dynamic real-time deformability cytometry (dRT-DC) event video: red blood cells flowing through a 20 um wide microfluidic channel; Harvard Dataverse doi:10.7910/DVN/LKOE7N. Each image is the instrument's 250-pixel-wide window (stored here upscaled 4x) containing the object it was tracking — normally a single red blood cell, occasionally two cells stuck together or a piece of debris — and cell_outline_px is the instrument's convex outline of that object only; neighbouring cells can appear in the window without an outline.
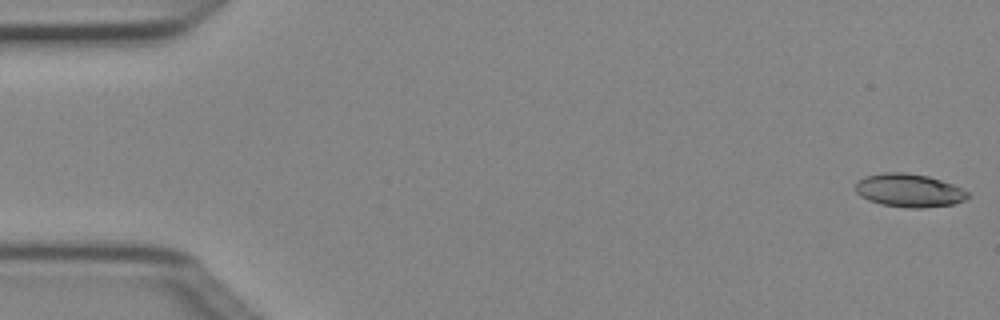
{"species": "Egyptian fruit bat (a non-hibernating species)", "species_latin": "Rousettus aegyptiacus", "temperature_condition": "cold", "stored_images_in_passage": 6, "camera_frame_rate_fps": 3000, "um_per_image_px": 0.085, "animal": {"sex": "female"}, "frame": {"image": 1, "passage_image": 1, "time_ms": 0.0, "image_size_px": [1000, 320], "cell_outline_px": [[972, 196], [956, 204], [924, 208], [908, 208], [880, 204], [868, 200], [860, 196], [856, 192], [856, 184], [864, 176], [884, 172], [904, 172], [928, 176], [952, 184], [968, 192]], "centroid_in_image_um": [77.29, 16.2], "position_along_channel_um": 7.7, "area_um2": 21.91}}
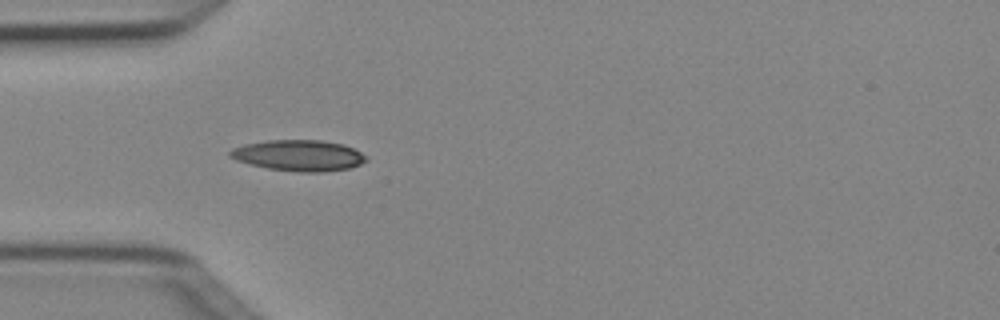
{"frame": {"image": 2, "passage_image": 5, "time_ms": 1.333, "image_size_px": [1000, 320], "cell_outline_px": [[368, 160], [360, 164], [348, 168], [324, 172], [300, 172], [268, 168], [248, 164], [236, 160], [228, 156], [228, 152], [232, 148], [244, 144], [268, 140], [320, 140], [344, 144], [368, 156]], "centroid_in_image_um": [25.38, 13.21], "position_along_channel_um": 59.6, "area_um2": 24.68}}
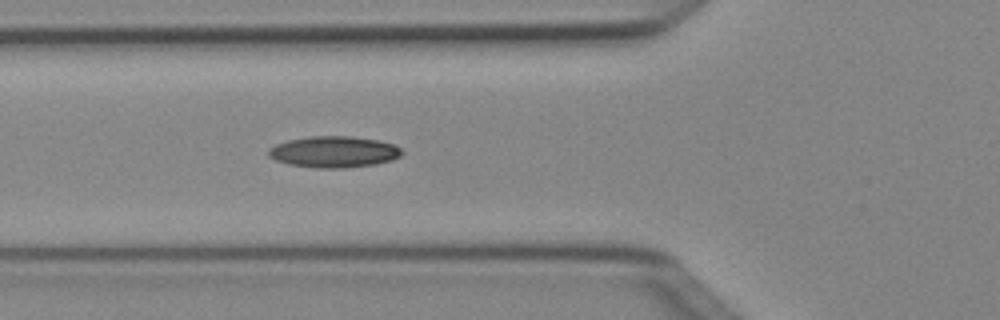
{"frame": {"image": 3, "passage_image": 6, "time_ms": 1.667, "image_size_px": [1000, 320], "cell_outline_px": [[404, 152], [400, 156], [392, 160], [376, 164], [344, 168], [312, 168], [288, 164], [276, 160], [268, 156], [268, 148], [276, 144], [288, 140], [312, 136], [352, 136], [380, 140], [396, 144]], "centroid_in_image_um": [28.4, 12.91], "position_along_channel_um": 97.4, "area_um2": 24.62}}